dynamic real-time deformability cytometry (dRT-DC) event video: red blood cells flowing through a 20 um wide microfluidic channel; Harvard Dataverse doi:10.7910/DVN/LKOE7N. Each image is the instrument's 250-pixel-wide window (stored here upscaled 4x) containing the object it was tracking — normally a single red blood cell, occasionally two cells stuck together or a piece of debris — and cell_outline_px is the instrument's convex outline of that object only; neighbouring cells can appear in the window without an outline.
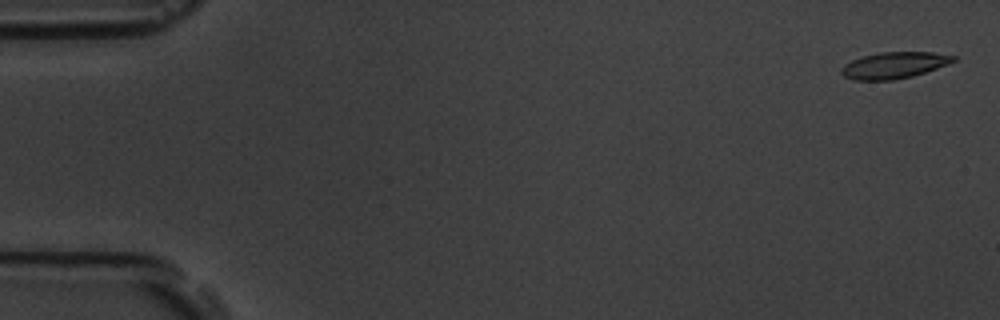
{"species": "common noctule bat (a hibernating species)", "species_latin": "Nyctalus noctula", "temperature_condition": "room temperature", "stored_images_in_passage": 4, "camera_frame_rate_fps": 3000, "um_per_image_px": 0.085, "animal": {"sex": "male", "body_mass_g": 19.5, "forearm_length_mm": 54.6}, "frame": {"image": 1, "passage_image": 1, "time_ms": 0.0, "image_size_px": [1000, 320], "cell_outline_px": [[956, 60], [948, 64], [912, 76], [892, 80], [852, 80], [844, 76], [840, 72], [840, 68], [844, 64], [852, 60], [864, 56], [880, 52], [932, 52], [956, 56]], "centroid_in_image_um": [75.97, 5.55], "position_along_channel_um": 9.0, "area_um2": 17.17}}